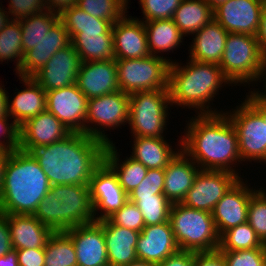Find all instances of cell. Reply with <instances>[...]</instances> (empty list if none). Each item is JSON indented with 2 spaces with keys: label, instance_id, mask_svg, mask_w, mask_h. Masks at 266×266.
I'll list each match as a JSON object with an SVG mask.
<instances>
[{
  "label": "cell",
  "instance_id": "6da1fadb",
  "mask_svg": "<svg viewBox=\"0 0 266 266\" xmlns=\"http://www.w3.org/2000/svg\"><path fill=\"white\" fill-rule=\"evenodd\" d=\"M189 121H186V130L184 129V135L180 137L181 150L201 170L239 174L235 170L237 164H242L238 138L228 115L225 112L194 114Z\"/></svg>",
  "mask_w": 266,
  "mask_h": 266
},
{
  "label": "cell",
  "instance_id": "7a4b0ae2",
  "mask_svg": "<svg viewBox=\"0 0 266 266\" xmlns=\"http://www.w3.org/2000/svg\"><path fill=\"white\" fill-rule=\"evenodd\" d=\"M106 145L84 133L35 148L30 153L54 185H89L94 170L103 162Z\"/></svg>",
  "mask_w": 266,
  "mask_h": 266
},
{
  "label": "cell",
  "instance_id": "3957f363",
  "mask_svg": "<svg viewBox=\"0 0 266 266\" xmlns=\"http://www.w3.org/2000/svg\"><path fill=\"white\" fill-rule=\"evenodd\" d=\"M187 61V65L177 61L169 65L168 88L171 106L177 105L184 109L188 107L194 110L196 115L224 112L213 109L210 105L223 86H232L219 65L193 59Z\"/></svg>",
  "mask_w": 266,
  "mask_h": 266
},
{
  "label": "cell",
  "instance_id": "277c9868",
  "mask_svg": "<svg viewBox=\"0 0 266 266\" xmlns=\"http://www.w3.org/2000/svg\"><path fill=\"white\" fill-rule=\"evenodd\" d=\"M50 188L49 179L30 152L11 151L4 168L0 213L33 215Z\"/></svg>",
  "mask_w": 266,
  "mask_h": 266
},
{
  "label": "cell",
  "instance_id": "5b68a950",
  "mask_svg": "<svg viewBox=\"0 0 266 266\" xmlns=\"http://www.w3.org/2000/svg\"><path fill=\"white\" fill-rule=\"evenodd\" d=\"M60 20L81 62L115 60L112 22L96 18L76 5L65 9Z\"/></svg>",
  "mask_w": 266,
  "mask_h": 266
},
{
  "label": "cell",
  "instance_id": "8992f818",
  "mask_svg": "<svg viewBox=\"0 0 266 266\" xmlns=\"http://www.w3.org/2000/svg\"><path fill=\"white\" fill-rule=\"evenodd\" d=\"M219 67L234 86L262 82L266 74V58L258 46L257 36L228 33Z\"/></svg>",
  "mask_w": 266,
  "mask_h": 266
},
{
  "label": "cell",
  "instance_id": "52a82bcc",
  "mask_svg": "<svg viewBox=\"0 0 266 266\" xmlns=\"http://www.w3.org/2000/svg\"><path fill=\"white\" fill-rule=\"evenodd\" d=\"M169 221L180 251L196 253L218 250L220 236L211 212L173 203Z\"/></svg>",
  "mask_w": 266,
  "mask_h": 266
},
{
  "label": "cell",
  "instance_id": "ba28073f",
  "mask_svg": "<svg viewBox=\"0 0 266 266\" xmlns=\"http://www.w3.org/2000/svg\"><path fill=\"white\" fill-rule=\"evenodd\" d=\"M170 107L169 89L130 93L128 125L132 136L166 137Z\"/></svg>",
  "mask_w": 266,
  "mask_h": 266
},
{
  "label": "cell",
  "instance_id": "9c48e42d",
  "mask_svg": "<svg viewBox=\"0 0 266 266\" xmlns=\"http://www.w3.org/2000/svg\"><path fill=\"white\" fill-rule=\"evenodd\" d=\"M119 90L124 93L137 91L165 90L168 88V57L150 55L138 59H115Z\"/></svg>",
  "mask_w": 266,
  "mask_h": 266
},
{
  "label": "cell",
  "instance_id": "30bf717a",
  "mask_svg": "<svg viewBox=\"0 0 266 266\" xmlns=\"http://www.w3.org/2000/svg\"><path fill=\"white\" fill-rule=\"evenodd\" d=\"M128 120V93L118 90L103 96L93 97L88 99L85 134L108 145L113 143V140L108 138L109 135L105 131L121 128L122 125H127Z\"/></svg>",
  "mask_w": 266,
  "mask_h": 266
},
{
  "label": "cell",
  "instance_id": "8fae6325",
  "mask_svg": "<svg viewBox=\"0 0 266 266\" xmlns=\"http://www.w3.org/2000/svg\"><path fill=\"white\" fill-rule=\"evenodd\" d=\"M235 108L224 112L236 130L242 162L253 160L266 164V124L263 117L245 99Z\"/></svg>",
  "mask_w": 266,
  "mask_h": 266
},
{
  "label": "cell",
  "instance_id": "7c38bea8",
  "mask_svg": "<svg viewBox=\"0 0 266 266\" xmlns=\"http://www.w3.org/2000/svg\"><path fill=\"white\" fill-rule=\"evenodd\" d=\"M243 177L229 171L200 170L181 203L189 208L212 212L218 201Z\"/></svg>",
  "mask_w": 266,
  "mask_h": 266
},
{
  "label": "cell",
  "instance_id": "4fadbf2b",
  "mask_svg": "<svg viewBox=\"0 0 266 266\" xmlns=\"http://www.w3.org/2000/svg\"><path fill=\"white\" fill-rule=\"evenodd\" d=\"M89 188L95 221L107 219L128 201L117 175L104 161L94 170Z\"/></svg>",
  "mask_w": 266,
  "mask_h": 266
},
{
  "label": "cell",
  "instance_id": "5bb4252c",
  "mask_svg": "<svg viewBox=\"0 0 266 266\" xmlns=\"http://www.w3.org/2000/svg\"><path fill=\"white\" fill-rule=\"evenodd\" d=\"M87 108L88 98L76 83L46 91V110L60 120L70 132L85 134Z\"/></svg>",
  "mask_w": 266,
  "mask_h": 266
},
{
  "label": "cell",
  "instance_id": "9a60e30c",
  "mask_svg": "<svg viewBox=\"0 0 266 266\" xmlns=\"http://www.w3.org/2000/svg\"><path fill=\"white\" fill-rule=\"evenodd\" d=\"M265 0H228L213 9L214 19L228 33L256 36Z\"/></svg>",
  "mask_w": 266,
  "mask_h": 266
},
{
  "label": "cell",
  "instance_id": "2e32d148",
  "mask_svg": "<svg viewBox=\"0 0 266 266\" xmlns=\"http://www.w3.org/2000/svg\"><path fill=\"white\" fill-rule=\"evenodd\" d=\"M240 178L218 201L211 214L219 236L225 231L247 222L251 195L257 190L251 188L248 180ZM254 188V189H253Z\"/></svg>",
  "mask_w": 266,
  "mask_h": 266
},
{
  "label": "cell",
  "instance_id": "e0dca14e",
  "mask_svg": "<svg viewBox=\"0 0 266 266\" xmlns=\"http://www.w3.org/2000/svg\"><path fill=\"white\" fill-rule=\"evenodd\" d=\"M64 232L74 244L77 266H109L101 221L72 227Z\"/></svg>",
  "mask_w": 266,
  "mask_h": 266
},
{
  "label": "cell",
  "instance_id": "ac0fdd59",
  "mask_svg": "<svg viewBox=\"0 0 266 266\" xmlns=\"http://www.w3.org/2000/svg\"><path fill=\"white\" fill-rule=\"evenodd\" d=\"M50 191L63 200L62 231L95 221L89 185H54Z\"/></svg>",
  "mask_w": 266,
  "mask_h": 266
},
{
  "label": "cell",
  "instance_id": "d6986e66",
  "mask_svg": "<svg viewBox=\"0 0 266 266\" xmlns=\"http://www.w3.org/2000/svg\"><path fill=\"white\" fill-rule=\"evenodd\" d=\"M81 60L74 46L58 50L33 78L44 91L68 87L76 83Z\"/></svg>",
  "mask_w": 266,
  "mask_h": 266
},
{
  "label": "cell",
  "instance_id": "ffe728a7",
  "mask_svg": "<svg viewBox=\"0 0 266 266\" xmlns=\"http://www.w3.org/2000/svg\"><path fill=\"white\" fill-rule=\"evenodd\" d=\"M19 128V149L26 152L55 143L71 133L48 110L28 119Z\"/></svg>",
  "mask_w": 266,
  "mask_h": 266
},
{
  "label": "cell",
  "instance_id": "44dd1931",
  "mask_svg": "<svg viewBox=\"0 0 266 266\" xmlns=\"http://www.w3.org/2000/svg\"><path fill=\"white\" fill-rule=\"evenodd\" d=\"M179 251L170 221L145 226L140 232L136 245L138 260L155 265Z\"/></svg>",
  "mask_w": 266,
  "mask_h": 266
},
{
  "label": "cell",
  "instance_id": "7402d4cb",
  "mask_svg": "<svg viewBox=\"0 0 266 266\" xmlns=\"http://www.w3.org/2000/svg\"><path fill=\"white\" fill-rule=\"evenodd\" d=\"M115 59L150 56L144 23L127 14L112 25Z\"/></svg>",
  "mask_w": 266,
  "mask_h": 266
},
{
  "label": "cell",
  "instance_id": "603a6c76",
  "mask_svg": "<svg viewBox=\"0 0 266 266\" xmlns=\"http://www.w3.org/2000/svg\"><path fill=\"white\" fill-rule=\"evenodd\" d=\"M76 84L88 99L118 91L116 60L81 62Z\"/></svg>",
  "mask_w": 266,
  "mask_h": 266
},
{
  "label": "cell",
  "instance_id": "cb8c5ba5",
  "mask_svg": "<svg viewBox=\"0 0 266 266\" xmlns=\"http://www.w3.org/2000/svg\"><path fill=\"white\" fill-rule=\"evenodd\" d=\"M71 44L64 23L59 19L36 47L26 51L20 65L21 77H33L60 49Z\"/></svg>",
  "mask_w": 266,
  "mask_h": 266
},
{
  "label": "cell",
  "instance_id": "d4e9b609",
  "mask_svg": "<svg viewBox=\"0 0 266 266\" xmlns=\"http://www.w3.org/2000/svg\"><path fill=\"white\" fill-rule=\"evenodd\" d=\"M164 170L163 195L172 204L181 203L201 169L181 150Z\"/></svg>",
  "mask_w": 266,
  "mask_h": 266
},
{
  "label": "cell",
  "instance_id": "484cf974",
  "mask_svg": "<svg viewBox=\"0 0 266 266\" xmlns=\"http://www.w3.org/2000/svg\"><path fill=\"white\" fill-rule=\"evenodd\" d=\"M103 223L109 266H126L138 260L136 245L140 232L113 224L108 218Z\"/></svg>",
  "mask_w": 266,
  "mask_h": 266
},
{
  "label": "cell",
  "instance_id": "4316f807",
  "mask_svg": "<svg viewBox=\"0 0 266 266\" xmlns=\"http://www.w3.org/2000/svg\"><path fill=\"white\" fill-rule=\"evenodd\" d=\"M13 250L44 248L54 231L34 215L7 214Z\"/></svg>",
  "mask_w": 266,
  "mask_h": 266
},
{
  "label": "cell",
  "instance_id": "83f0119b",
  "mask_svg": "<svg viewBox=\"0 0 266 266\" xmlns=\"http://www.w3.org/2000/svg\"><path fill=\"white\" fill-rule=\"evenodd\" d=\"M25 89L17 91L8 98V115L20 127L28 119L46 110V91L33 77H21Z\"/></svg>",
  "mask_w": 266,
  "mask_h": 266
},
{
  "label": "cell",
  "instance_id": "f1b7e54d",
  "mask_svg": "<svg viewBox=\"0 0 266 266\" xmlns=\"http://www.w3.org/2000/svg\"><path fill=\"white\" fill-rule=\"evenodd\" d=\"M228 32L215 20H211L193 34L189 59L218 64L225 49Z\"/></svg>",
  "mask_w": 266,
  "mask_h": 266
},
{
  "label": "cell",
  "instance_id": "f546056e",
  "mask_svg": "<svg viewBox=\"0 0 266 266\" xmlns=\"http://www.w3.org/2000/svg\"><path fill=\"white\" fill-rule=\"evenodd\" d=\"M130 157L142 163L147 169H165L168 163L181 151V139L174 149L166 137H132ZM177 149V151H176Z\"/></svg>",
  "mask_w": 266,
  "mask_h": 266
},
{
  "label": "cell",
  "instance_id": "4dcf8cb0",
  "mask_svg": "<svg viewBox=\"0 0 266 266\" xmlns=\"http://www.w3.org/2000/svg\"><path fill=\"white\" fill-rule=\"evenodd\" d=\"M143 23L151 55L164 57L162 56L163 53L174 52L175 49L180 48V43L183 42L185 36L176 26L173 19L143 21Z\"/></svg>",
  "mask_w": 266,
  "mask_h": 266
},
{
  "label": "cell",
  "instance_id": "1f68e13d",
  "mask_svg": "<svg viewBox=\"0 0 266 266\" xmlns=\"http://www.w3.org/2000/svg\"><path fill=\"white\" fill-rule=\"evenodd\" d=\"M115 143L106 145L103 161L115 172L123 190L131 193L146 177L148 169L132 157L121 160ZM120 158V159H119Z\"/></svg>",
  "mask_w": 266,
  "mask_h": 266
},
{
  "label": "cell",
  "instance_id": "d6a6232c",
  "mask_svg": "<svg viewBox=\"0 0 266 266\" xmlns=\"http://www.w3.org/2000/svg\"><path fill=\"white\" fill-rule=\"evenodd\" d=\"M172 19L185 37L192 36L214 19L213 9L204 0H182Z\"/></svg>",
  "mask_w": 266,
  "mask_h": 266
},
{
  "label": "cell",
  "instance_id": "836d02e7",
  "mask_svg": "<svg viewBox=\"0 0 266 266\" xmlns=\"http://www.w3.org/2000/svg\"><path fill=\"white\" fill-rule=\"evenodd\" d=\"M59 19V14L45 10L20 20L23 54L36 47Z\"/></svg>",
  "mask_w": 266,
  "mask_h": 266
},
{
  "label": "cell",
  "instance_id": "e575fe53",
  "mask_svg": "<svg viewBox=\"0 0 266 266\" xmlns=\"http://www.w3.org/2000/svg\"><path fill=\"white\" fill-rule=\"evenodd\" d=\"M44 252V266H77L74 244L64 231L50 236Z\"/></svg>",
  "mask_w": 266,
  "mask_h": 266
},
{
  "label": "cell",
  "instance_id": "d590c367",
  "mask_svg": "<svg viewBox=\"0 0 266 266\" xmlns=\"http://www.w3.org/2000/svg\"><path fill=\"white\" fill-rule=\"evenodd\" d=\"M23 56L20 21L11 20L0 31V62L16 61L15 71L20 76V65L23 61Z\"/></svg>",
  "mask_w": 266,
  "mask_h": 266
},
{
  "label": "cell",
  "instance_id": "8d00e7d4",
  "mask_svg": "<svg viewBox=\"0 0 266 266\" xmlns=\"http://www.w3.org/2000/svg\"><path fill=\"white\" fill-rule=\"evenodd\" d=\"M266 247L248 222L225 231L219 240V251H237Z\"/></svg>",
  "mask_w": 266,
  "mask_h": 266
},
{
  "label": "cell",
  "instance_id": "74e56055",
  "mask_svg": "<svg viewBox=\"0 0 266 266\" xmlns=\"http://www.w3.org/2000/svg\"><path fill=\"white\" fill-rule=\"evenodd\" d=\"M76 6L96 18L108 20L113 24L123 18L129 9V5L122 0H76Z\"/></svg>",
  "mask_w": 266,
  "mask_h": 266
},
{
  "label": "cell",
  "instance_id": "f35d334b",
  "mask_svg": "<svg viewBox=\"0 0 266 266\" xmlns=\"http://www.w3.org/2000/svg\"><path fill=\"white\" fill-rule=\"evenodd\" d=\"M134 204L141 211L145 226L169 221L172 203L163 194L141 197Z\"/></svg>",
  "mask_w": 266,
  "mask_h": 266
},
{
  "label": "cell",
  "instance_id": "ab89813d",
  "mask_svg": "<svg viewBox=\"0 0 266 266\" xmlns=\"http://www.w3.org/2000/svg\"><path fill=\"white\" fill-rule=\"evenodd\" d=\"M266 189L260 186L251 195L248 206L247 222L261 241L266 244Z\"/></svg>",
  "mask_w": 266,
  "mask_h": 266
},
{
  "label": "cell",
  "instance_id": "60d3db41",
  "mask_svg": "<svg viewBox=\"0 0 266 266\" xmlns=\"http://www.w3.org/2000/svg\"><path fill=\"white\" fill-rule=\"evenodd\" d=\"M63 200L56 198L49 190L47 195L38 204L34 216L54 232L62 231V208Z\"/></svg>",
  "mask_w": 266,
  "mask_h": 266
},
{
  "label": "cell",
  "instance_id": "b9f144b4",
  "mask_svg": "<svg viewBox=\"0 0 266 266\" xmlns=\"http://www.w3.org/2000/svg\"><path fill=\"white\" fill-rule=\"evenodd\" d=\"M143 19L141 21H153L161 19H172L175 10L182 0H139Z\"/></svg>",
  "mask_w": 266,
  "mask_h": 266
},
{
  "label": "cell",
  "instance_id": "7bdbcfd3",
  "mask_svg": "<svg viewBox=\"0 0 266 266\" xmlns=\"http://www.w3.org/2000/svg\"><path fill=\"white\" fill-rule=\"evenodd\" d=\"M164 169H148L146 177L131 193L128 200L135 203L141 197L163 194L164 190Z\"/></svg>",
  "mask_w": 266,
  "mask_h": 266
},
{
  "label": "cell",
  "instance_id": "ee69618b",
  "mask_svg": "<svg viewBox=\"0 0 266 266\" xmlns=\"http://www.w3.org/2000/svg\"><path fill=\"white\" fill-rule=\"evenodd\" d=\"M220 252L227 266H266V247Z\"/></svg>",
  "mask_w": 266,
  "mask_h": 266
},
{
  "label": "cell",
  "instance_id": "f6af8a7d",
  "mask_svg": "<svg viewBox=\"0 0 266 266\" xmlns=\"http://www.w3.org/2000/svg\"><path fill=\"white\" fill-rule=\"evenodd\" d=\"M108 219L115 225L137 232H141L145 227L141 211L129 200L119 210L109 216Z\"/></svg>",
  "mask_w": 266,
  "mask_h": 266
},
{
  "label": "cell",
  "instance_id": "bcb514c9",
  "mask_svg": "<svg viewBox=\"0 0 266 266\" xmlns=\"http://www.w3.org/2000/svg\"><path fill=\"white\" fill-rule=\"evenodd\" d=\"M8 14L11 20L20 21L46 10L45 0H9Z\"/></svg>",
  "mask_w": 266,
  "mask_h": 266
},
{
  "label": "cell",
  "instance_id": "7dc6e473",
  "mask_svg": "<svg viewBox=\"0 0 266 266\" xmlns=\"http://www.w3.org/2000/svg\"><path fill=\"white\" fill-rule=\"evenodd\" d=\"M10 119L12 120L9 115L0 117V149L9 152L19 149L20 132L19 126L14 121L10 122Z\"/></svg>",
  "mask_w": 266,
  "mask_h": 266
},
{
  "label": "cell",
  "instance_id": "c3c4849f",
  "mask_svg": "<svg viewBox=\"0 0 266 266\" xmlns=\"http://www.w3.org/2000/svg\"><path fill=\"white\" fill-rule=\"evenodd\" d=\"M19 266H44V248L16 250Z\"/></svg>",
  "mask_w": 266,
  "mask_h": 266
},
{
  "label": "cell",
  "instance_id": "681fc988",
  "mask_svg": "<svg viewBox=\"0 0 266 266\" xmlns=\"http://www.w3.org/2000/svg\"><path fill=\"white\" fill-rule=\"evenodd\" d=\"M194 266H227L223 254L219 251L194 252Z\"/></svg>",
  "mask_w": 266,
  "mask_h": 266
},
{
  "label": "cell",
  "instance_id": "f907efd6",
  "mask_svg": "<svg viewBox=\"0 0 266 266\" xmlns=\"http://www.w3.org/2000/svg\"><path fill=\"white\" fill-rule=\"evenodd\" d=\"M156 266H194V252L179 251Z\"/></svg>",
  "mask_w": 266,
  "mask_h": 266
},
{
  "label": "cell",
  "instance_id": "816d5d0a",
  "mask_svg": "<svg viewBox=\"0 0 266 266\" xmlns=\"http://www.w3.org/2000/svg\"><path fill=\"white\" fill-rule=\"evenodd\" d=\"M13 250L7 215L0 213V256Z\"/></svg>",
  "mask_w": 266,
  "mask_h": 266
},
{
  "label": "cell",
  "instance_id": "f5cc1de1",
  "mask_svg": "<svg viewBox=\"0 0 266 266\" xmlns=\"http://www.w3.org/2000/svg\"><path fill=\"white\" fill-rule=\"evenodd\" d=\"M246 94L244 98L262 117L266 124V99L255 88Z\"/></svg>",
  "mask_w": 266,
  "mask_h": 266
},
{
  "label": "cell",
  "instance_id": "db71d44e",
  "mask_svg": "<svg viewBox=\"0 0 266 266\" xmlns=\"http://www.w3.org/2000/svg\"><path fill=\"white\" fill-rule=\"evenodd\" d=\"M46 10L61 14L65 9L76 5V0H45Z\"/></svg>",
  "mask_w": 266,
  "mask_h": 266
},
{
  "label": "cell",
  "instance_id": "11a10c76",
  "mask_svg": "<svg viewBox=\"0 0 266 266\" xmlns=\"http://www.w3.org/2000/svg\"><path fill=\"white\" fill-rule=\"evenodd\" d=\"M256 36L261 53L266 58V5L262 11L260 26Z\"/></svg>",
  "mask_w": 266,
  "mask_h": 266
},
{
  "label": "cell",
  "instance_id": "9f6ffc18",
  "mask_svg": "<svg viewBox=\"0 0 266 266\" xmlns=\"http://www.w3.org/2000/svg\"><path fill=\"white\" fill-rule=\"evenodd\" d=\"M4 85L0 83V117L8 116V98L9 93L6 91Z\"/></svg>",
  "mask_w": 266,
  "mask_h": 266
},
{
  "label": "cell",
  "instance_id": "6f0895ef",
  "mask_svg": "<svg viewBox=\"0 0 266 266\" xmlns=\"http://www.w3.org/2000/svg\"><path fill=\"white\" fill-rule=\"evenodd\" d=\"M0 266H19L16 250H12L4 256H0Z\"/></svg>",
  "mask_w": 266,
  "mask_h": 266
},
{
  "label": "cell",
  "instance_id": "680465c9",
  "mask_svg": "<svg viewBox=\"0 0 266 266\" xmlns=\"http://www.w3.org/2000/svg\"><path fill=\"white\" fill-rule=\"evenodd\" d=\"M9 153H10L9 151L0 149V191L3 183L4 168Z\"/></svg>",
  "mask_w": 266,
  "mask_h": 266
},
{
  "label": "cell",
  "instance_id": "91938a15",
  "mask_svg": "<svg viewBox=\"0 0 266 266\" xmlns=\"http://www.w3.org/2000/svg\"><path fill=\"white\" fill-rule=\"evenodd\" d=\"M0 31L11 21L9 14L5 11V8L2 6V2H0Z\"/></svg>",
  "mask_w": 266,
  "mask_h": 266
},
{
  "label": "cell",
  "instance_id": "94428289",
  "mask_svg": "<svg viewBox=\"0 0 266 266\" xmlns=\"http://www.w3.org/2000/svg\"><path fill=\"white\" fill-rule=\"evenodd\" d=\"M126 266H156V265L152 264V263H149V262L136 260V261H134V262H132L129 265H126Z\"/></svg>",
  "mask_w": 266,
  "mask_h": 266
},
{
  "label": "cell",
  "instance_id": "6125c7cd",
  "mask_svg": "<svg viewBox=\"0 0 266 266\" xmlns=\"http://www.w3.org/2000/svg\"><path fill=\"white\" fill-rule=\"evenodd\" d=\"M212 9L216 8L219 4L228 0H204Z\"/></svg>",
  "mask_w": 266,
  "mask_h": 266
},
{
  "label": "cell",
  "instance_id": "be15d7a7",
  "mask_svg": "<svg viewBox=\"0 0 266 266\" xmlns=\"http://www.w3.org/2000/svg\"><path fill=\"white\" fill-rule=\"evenodd\" d=\"M263 85H264V88H262V89H264V91L263 90H259L258 88H257V90L259 91V93L266 99V74L264 75V77H263ZM265 81V82H264ZM263 91V92H262Z\"/></svg>",
  "mask_w": 266,
  "mask_h": 266
},
{
  "label": "cell",
  "instance_id": "e7e4bbea",
  "mask_svg": "<svg viewBox=\"0 0 266 266\" xmlns=\"http://www.w3.org/2000/svg\"><path fill=\"white\" fill-rule=\"evenodd\" d=\"M123 2H125L127 5L129 4L130 0H122ZM129 1V2H128Z\"/></svg>",
  "mask_w": 266,
  "mask_h": 266
}]
</instances>
